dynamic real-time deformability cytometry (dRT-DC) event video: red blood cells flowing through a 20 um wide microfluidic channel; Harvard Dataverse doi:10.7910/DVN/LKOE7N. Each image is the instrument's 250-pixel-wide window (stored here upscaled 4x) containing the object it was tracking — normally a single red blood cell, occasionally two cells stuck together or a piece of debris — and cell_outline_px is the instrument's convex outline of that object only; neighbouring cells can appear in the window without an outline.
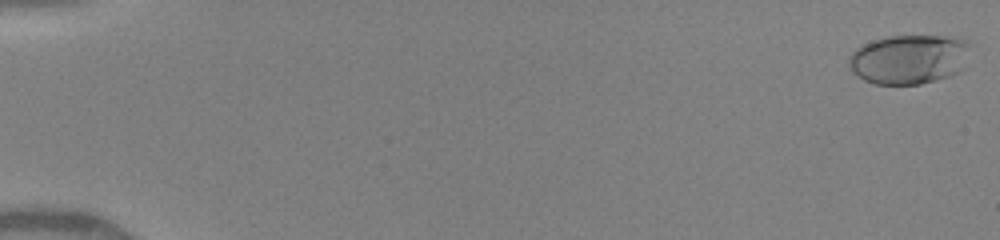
{"species": "human", "species_latin": "Homo sapiens", "temperature_condition": "warm", "stored_images_in_passage": 45, "camera_frame_rate_fps": 3000, "um_per_image_px": 0.085, "donor": {"sex": "female"}, "frame": {"image": 1, "passage_image": 1, "time_ms": 0.0, "image_size_px": [1000, 240], "cell_outline_px": [[968, 44], [960, 72], [936, 80], [920, 84], [876, 84], [864, 80], [852, 72], [848, 64], [848, 56], [856, 48], [864, 44], [888, 36], [964, 36], [968, 40]], "centroid_in_image_um": [77.23, 5.03], "position_along_channel_um": 7.8, "area_um2": 34.91}}
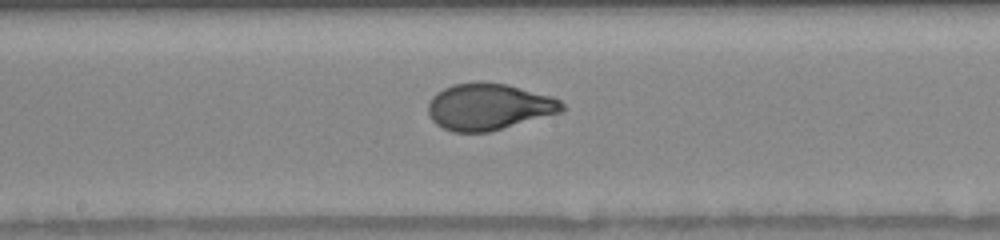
{"frame": {"image": 2, "passage_image": 27, "time_ms": 9.0, "image_size_px": [1000, 240], "cell_outline_px": [[564, 108], [560, 112], [488, 132], [452, 132], [436, 124], [432, 120], [428, 112], [428, 104], [432, 96], [436, 92], [452, 84], [480, 80], [508, 84], [552, 96], [560, 100], [564, 104]], "centroid_in_image_um": [41.51, 9.04], "position_along_channel_um": 206.7, "area_um2": 36.47}}
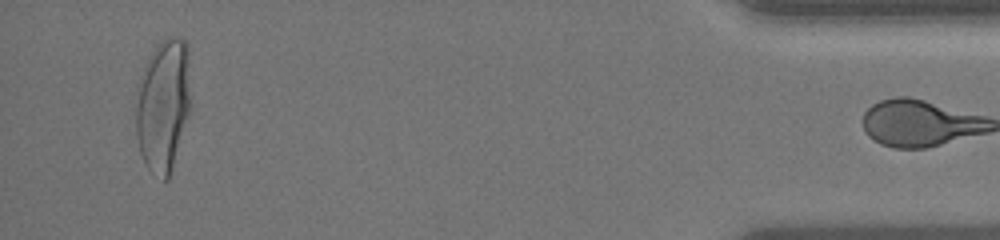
{"frame": {"image": 3, "passage_image": 44, "time_ms": 15.667, "image_size_px": [1000, 240], "cell_outline_px": [[188, 116], [168, 180], [164, 180], [148, 168], [144, 164], [140, 152], [136, 136], [136, 84], [152, 52], [160, 40], [168, 36], [176, 36], [184, 40], [188, 44]], "centroid_in_image_um": [13.83, 8.91], "position_along_channel_um": 421.4, "area_um2": 42.02}, "authors_computed_cell_mechanics": {"area_um2": 36.0672, "velocity_mm_per_s": 4.1705, "shape_relaxation_time_tau1_ms": 4.3215, "shape_relaxation_time_tau2_ms": null, "deformation_change_tau1": 0.2132, "deformation_change_tau2": null}}